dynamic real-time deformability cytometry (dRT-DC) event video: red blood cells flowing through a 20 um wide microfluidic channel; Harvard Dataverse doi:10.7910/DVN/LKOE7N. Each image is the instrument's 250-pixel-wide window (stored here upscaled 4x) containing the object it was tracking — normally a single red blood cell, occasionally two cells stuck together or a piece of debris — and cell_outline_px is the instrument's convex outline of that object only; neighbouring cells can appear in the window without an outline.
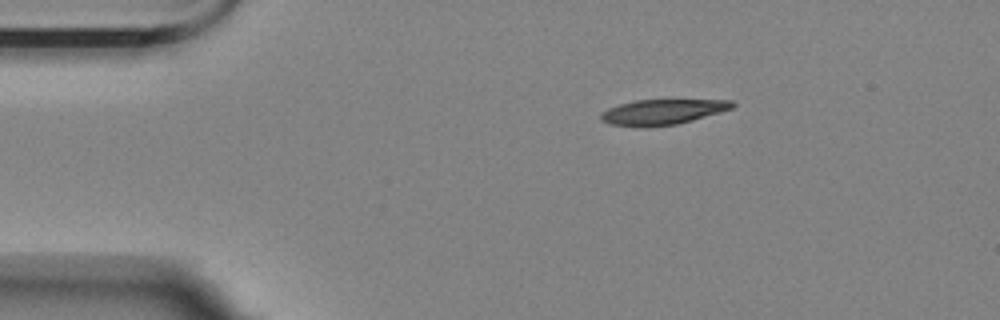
{"species": "Egyptian fruit bat (a non-hibernating species)", "species_latin": "Rousettus aegyptiacus", "temperature_condition": "room temperature", "stored_images_in_passage": 5, "camera_frame_rate_fps": 3000, "um_per_image_px": 0.085, "animal": {"sex": "female"}, "frame": {"image": 1, "passage_image": 5, "time_ms": 5.667, "image_size_px": [1000, 320], "cell_outline_px": [[736, 104], [732, 108], [720, 112], [692, 120], [676, 124], [608, 124], [600, 120], [600, 116], [608, 108], [620, 104], [636, 100], [732, 100]], "centroid_in_image_um": [56.37, 9.46], "position_along_channel_um": 28.6, "area_um2": 18.38}}